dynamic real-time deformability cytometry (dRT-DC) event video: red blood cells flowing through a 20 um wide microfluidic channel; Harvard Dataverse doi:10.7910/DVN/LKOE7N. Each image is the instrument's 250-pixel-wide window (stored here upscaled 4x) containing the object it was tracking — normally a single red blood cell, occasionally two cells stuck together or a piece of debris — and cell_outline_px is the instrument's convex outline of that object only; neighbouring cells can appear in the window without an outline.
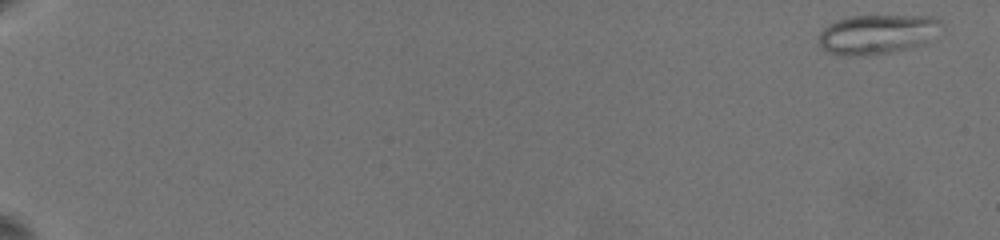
{"species": "common noctule bat (a hibernating species)", "species_latin": "Nyctalus noctula", "temperature_condition": "warm", "stored_images_in_passage": 30, "camera_frame_rate_fps": 3000, "um_per_image_px": 0.085, "animal": {"sex": "female", "body_mass_g": 19.5, "forearm_length_mm": 54.1}, "frame": {"image": 1, "passage_image": 2, "time_ms": 0.667, "image_size_px": [1000, 240], "cell_outline_px": [[944, 28], [920, 44], [892, 52], [856, 56], [828, 52], [816, 40], [820, 32], [828, 24], [836, 20], [852, 16], [936, 16], [944, 24]], "centroid_in_image_um": [74.57, 2.88], "position_along_channel_um": 10.4, "area_um2": 28.03}}
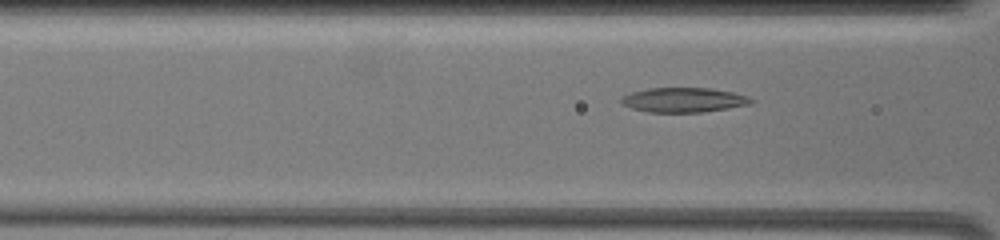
{"frame": {"image": 2, "passage_image": 21, "time_ms": 9.667, "image_size_px": [1000, 240], "cell_outline_px": [[756, 100], [752, 104], [704, 112], [648, 112], [632, 108], [624, 104], [620, 100], [624, 96], [632, 92], [648, 88], [712, 88], [732, 92], [748, 96]], "centroid_in_image_um": [58.18, 8.49], "position_along_channel_um": 108.4, "area_um2": 18.61}}
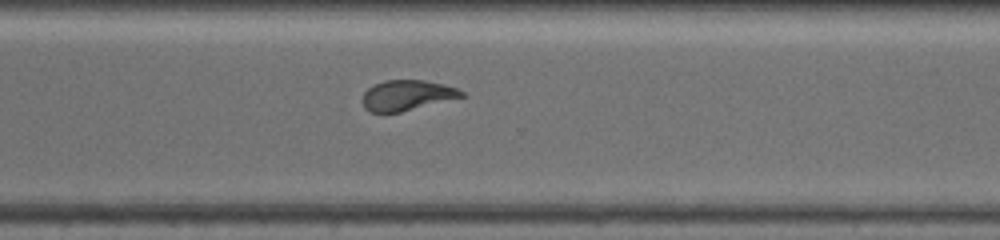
{"frame": {"image": 3, "passage_image": 30, "time_ms": 16.0, "image_size_px": [1000, 240], "cell_outline_px": [[464, 96], [400, 112], [372, 112], [364, 108], [360, 100], [364, 92], [368, 88], [384, 80], [424, 80], [444, 84], [456, 88], [464, 92]], "centroid_in_image_um": [34.54, 8.09], "position_along_channel_um": 336.1, "area_um2": 17.4}}